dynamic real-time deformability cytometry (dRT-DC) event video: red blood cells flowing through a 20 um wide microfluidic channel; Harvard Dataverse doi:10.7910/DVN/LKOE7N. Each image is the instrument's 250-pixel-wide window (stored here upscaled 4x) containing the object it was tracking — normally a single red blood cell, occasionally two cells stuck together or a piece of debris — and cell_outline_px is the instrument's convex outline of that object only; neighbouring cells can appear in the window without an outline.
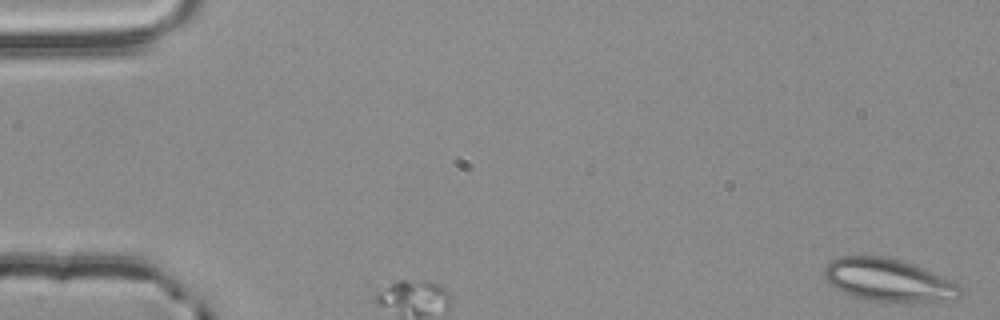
{"species": "common noctule bat (a hibernating species)", "species_latin": "Nyctalus noctula", "temperature_condition": "room temperature", "stored_images_in_passage": 4, "camera_frame_rate_fps": 3000, "um_per_image_px": 0.085, "animal": {"sex": "male", "body_mass_g": 20.4}, "frame": {"image": 1, "passage_image": 1, "time_ms": 0.0, "image_size_px": [1000, 320], "cell_outline_px": [[960, 292], [956, 296], [936, 300], [868, 300], [844, 292], [828, 284], [824, 276], [824, 268], [832, 260], [840, 256], [884, 256], [900, 260], [952, 280], [960, 284]], "centroid_in_image_um": [75.42, 23.76], "position_along_channel_um": 9.6, "area_um2": 32.54}}